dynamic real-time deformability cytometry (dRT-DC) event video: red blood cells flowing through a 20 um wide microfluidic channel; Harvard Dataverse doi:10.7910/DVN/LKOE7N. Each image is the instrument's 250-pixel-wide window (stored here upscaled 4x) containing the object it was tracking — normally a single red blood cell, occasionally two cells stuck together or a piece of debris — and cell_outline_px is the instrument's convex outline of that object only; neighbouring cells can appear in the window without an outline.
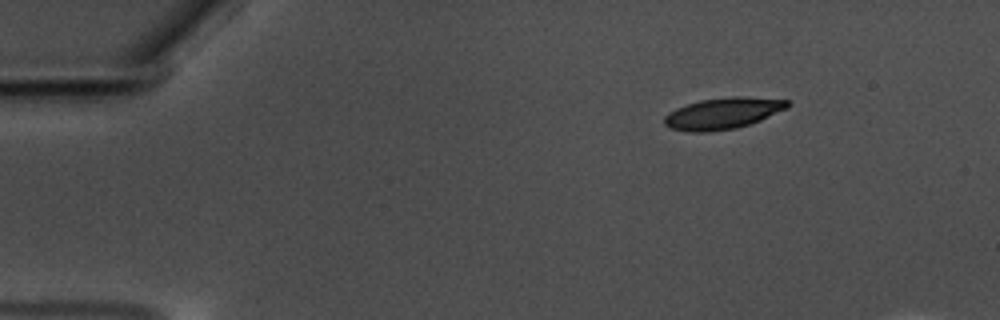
{"species": "common noctule bat (a hibernating species)", "species_latin": "Nyctalus noctula", "temperature_condition": "warm", "stored_images_in_passage": 46, "camera_frame_rate_fps": 3000, "um_per_image_px": 0.085, "animal": {"sex": "male", "body_mass_g": 17.5, "forearm_length_mm": 52.3}, "frame": {"image": 1, "passage_image": 1, "time_ms": 0.0, "image_size_px": [1000, 320], "cell_outline_px": [[792, 104], [788, 108], [760, 120], [736, 128], [708, 132], [692, 132], [668, 128], [664, 124], [664, 116], [668, 112], [676, 108], [700, 100], [732, 96], [740, 96], [788, 100]], "centroid_in_image_um": [61.43, 9.63], "position_along_channel_um": 23.6, "area_um2": 22.54}}
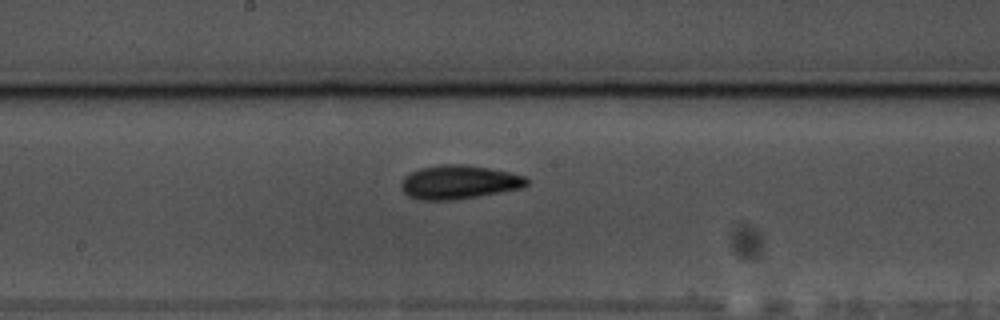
{"frame": {"image": 2, "passage_image": 24, "time_ms": 7.667, "image_size_px": [1000, 320], "cell_outline_px": [[528, 184], [524, 188], [452, 200], [420, 200], [408, 196], [400, 188], [400, 184], [404, 176], [420, 168], [444, 164], [464, 164], [488, 168], [508, 172], [524, 176], [528, 180]], "centroid_in_image_um": [38.99, 15.48], "position_along_channel_um": 209.2, "area_um2": 24.62}}
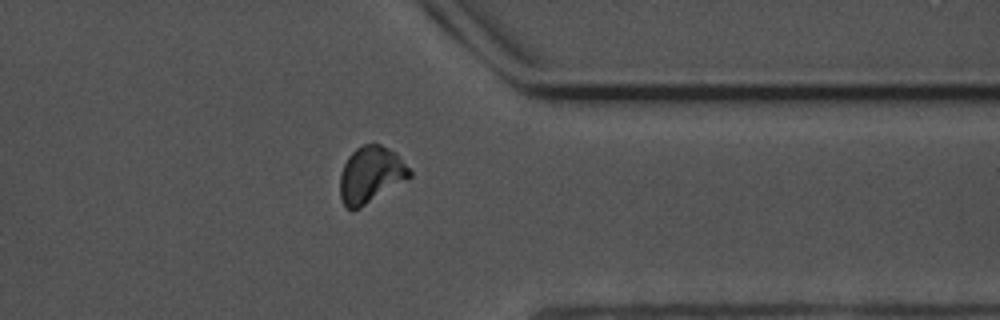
{"frame": {"image": 3, "passage_image": 39, "time_ms": 12.667, "image_size_px": [1000, 320], "cell_outline_px": [[412, 176], [360, 208], [352, 212], [344, 204], [340, 196], [340, 176], [344, 164], [348, 156], [356, 148], [364, 144], [380, 144], [396, 152], [412, 172]], "centroid_in_image_um": [31.51, 14.85], "position_along_channel_um": 379.9, "area_um2": 22.83}}